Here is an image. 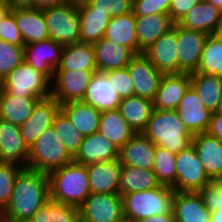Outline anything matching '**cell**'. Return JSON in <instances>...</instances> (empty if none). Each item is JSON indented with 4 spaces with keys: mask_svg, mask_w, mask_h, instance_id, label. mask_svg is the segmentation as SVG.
Segmentation results:
<instances>
[{
    "mask_svg": "<svg viewBox=\"0 0 222 222\" xmlns=\"http://www.w3.org/2000/svg\"><path fill=\"white\" fill-rule=\"evenodd\" d=\"M50 199L48 173L23 168L16 177L3 222H27Z\"/></svg>",
    "mask_w": 222,
    "mask_h": 222,
    "instance_id": "cell-1",
    "label": "cell"
},
{
    "mask_svg": "<svg viewBox=\"0 0 222 222\" xmlns=\"http://www.w3.org/2000/svg\"><path fill=\"white\" fill-rule=\"evenodd\" d=\"M50 199L79 207L91 194L86 165L71 162L48 173Z\"/></svg>",
    "mask_w": 222,
    "mask_h": 222,
    "instance_id": "cell-2",
    "label": "cell"
},
{
    "mask_svg": "<svg viewBox=\"0 0 222 222\" xmlns=\"http://www.w3.org/2000/svg\"><path fill=\"white\" fill-rule=\"evenodd\" d=\"M142 133L155 145L174 154H178L191 145L193 137L175 110L153 109Z\"/></svg>",
    "mask_w": 222,
    "mask_h": 222,
    "instance_id": "cell-3",
    "label": "cell"
},
{
    "mask_svg": "<svg viewBox=\"0 0 222 222\" xmlns=\"http://www.w3.org/2000/svg\"><path fill=\"white\" fill-rule=\"evenodd\" d=\"M174 192L172 187L161 185L151 190L123 195L124 220L133 222L155 215L173 213Z\"/></svg>",
    "mask_w": 222,
    "mask_h": 222,
    "instance_id": "cell-4",
    "label": "cell"
},
{
    "mask_svg": "<svg viewBox=\"0 0 222 222\" xmlns=\"http://www.w3.org/2000/svg\"><path fill=\"white\" fill-rule=\"evenodd\" d=\"M73 161L74 158L66 150L55 129L51 126L28 148L26 168L49 173Z\"/></svg>",
    "mask_w": 222,
    "mask_h": 222,
    "instance_id": "cell-5",
    "label": "cell"
},
{
    "mask_svg": "<svg viewBox=\"0 0 222 222\" xmlns=\"http://www.w3.org/2000/svg\"><path fill=\"white\" fill-rule=\"evenodd\" d=\"M0 89L13 96L48 98L51 96V80L23 61L0 82Z\"/></svg>",
    "mask_w": 222,
    "mask_h": 222,
    "instance_id": "cell-6",
    "label": "cell"
},
{
    "mask_svg": "<svg viewBox=\"0 0 222 222\" xmlns=\"http://www.w3.org/2000/svg\"><path fill=\"white\" fill-rule=\"evenodd\" d=\"M49 39L62 46L80 42L78 6L64 3L43 10Z\"/></svg>",
    "mask_w": 222,
    "mask_h": 222,
    "instance_id": "cell-7",
    "label": "cell"
},
{
    "mask_svg": "<svg viewBox=\"0 0 222 222\" xmlns=\"http://www.w3.org/2000/svg\"><path fill=\"white\" fill-rule=\"evenodd\" d=\"M174 191L199 192L210 181L193 145L176 154Z\"/></svg>",
    "mask_w": 222,
    "mask_h": 222,
    "instance_id": "cell-8",
    "label": "cell"
},
{
    "mask_svg": "<svg viewBox=\"0 0 222 222\" xmlns=\"http://www.w3.org/2000/svg\"><path fill=\"white\" fill-rule=\"evenodd\" d=\"M81 222H122L123 198L115 194H90L78 207Z\"/></svg>",
    "mask_w": 222,
    "mask_h": 222,
    "instance_id": "cell-9",
    "label": "cell"
},
{
    "mask_svg": "<svg viewBox=\"0 0 222 222\" xmlns=\"http://www.w3.org/2000/svg\"><path fill=\"white\" fill-rule=\"evenodd\" d=\"M94 72L96 71H54L51 97L61 105L82 101Z\"/></svg>",
    "mask_w": 222,
    "mask_h": 222,
    "instance_id": "cell-10",
    "label": "cell"
},
{
    "mask_svg": "<svg viewBox=\"0 0 222 222\" xmlns=\"http://www.w3.org/2000/svg\"><path fill=\"white\" fill-rule=\"evenodd\" d=\"M176 37L178 44V74L196 72L208 34L183 28L176 23Z\"/></svg>",
    "mask_w": 222,
    "mask_h": 222,
    "instance_id": "cell-11",
    "label": "cell"
},
{
    "mask_svg": "<svg viewBox=\"0 0 222 222\" xmlns=\"http://www.w3.org/2000/svg\"><path fill=\"white\" fill-rule=\"evenodd\" d=\"M127 69L133 81L134 95L153 101L164 74L143 53L136 54Z\"/></svg>",
    "mask_w": 222,
    "mask_h": 222,
    "instance_id": "cell-12",
    "label": "cell"
},
{
    "mask_svg": "<svg viewBox=\"0 0 222 222\" xmlns=\"http://www.w3.org/2000/svg\"><path fill=\"white\" fill-rule=\"evenodd\" d=\"M64 46L52 39H46L24 46V61L35 70L44 73L51 81L60 64Z\"/></svg>",
    "mask_w": 222,
    "mask_h": 222,
    "instance_id": "cell-13",
    "label": "cell"
},
{
    "mask_svg": "<svg viewBox=\"0 0 222 222\" xmlns=\"http://www.w3.org/2000/svg\"><path fill=\"white\" fill-rule=\"evenodd\" d=\"M60 109L61 104L51 96L37 103L31 116L19 126L20 134L28 148L53 125L54 118Z\"/></svg>",
    "mask_w": 222,
    "mask_h": 222,
    "instance_id": "cell-14",
    "label": "cell"
},
{
    "mask_svg": "<svg viewBox=\"0 0 222 222\" xmlns=\"http://www.w3.org/2000/svg\"><path fill=\"white\" fill-rule=\"evenodd\" d=\"M175 111L192 135L208 131L212 112L204 106L192 86L186 91Z\"/></svg>",
    "mask_w": 222,
    "mask_h": 222,
    "instance_id": "cell-15",
    "label": "cell"
},
{
    "mask_svg": "<svg viewBox=\"0 0 222 222\" xmlns=\"http://www.w3.org/2000/svg\"><path fill=\"white\" fill-rule=\"evenodd\" d=\"M143 54L163 74H178V44L176 23L156 40Z\"/></svg>",
    "mask_w": 222,
    "mask_h": 222,
    "instance_id": "cell-16",
    "label": "cell"
},
{
    "mask_svg": "<svg viewBox=\"0 0 222 222\" xmlns=\"http://www.w3.org/2000/svg\"><path fill=\"white\" fill-rule=\"evenodd\" d=\"M121 100L108 74L97 70L89 82L82 101L103 112L118 109Z\"/></svg>",
    "mask_w": 222,
    "mask_h": 222,
    "instance_id": "cell-17",
    "label": "cell"
},
{
    "mask_svg": "<svg viewBox=\"0 0 222 222\" xmlns=\"http://www.w3.org/2000/svg\"><path fill=\"white\" fill-rule=\"evenodd\" d=\"M191 144L209 179H222V140L208 132H203L194 134Z\"/></svg>",
    "mask_w": 222,
    "mask_h": 222,
    "instance_id": "cell-18",
    "label": "cell"
},
{
    "mask_svg": "<svg viewBox=\"0 0 222 222\" xmlns=\"http://www.w3.org/2000/svg\"><path fill=\"white\" fill-rule=\"evenodd\" d=\"M190 86V73L164 74L153 100V109L175 110Z\"/></svg>",
    "mask_w": 222,
    "mask_h": 222,
    "instance_id": "cell-19",
    "label": "cell"
},
{
    "mask_svg": "<svg viewBox=\"0 0 222 222\" xmlns=\"http://www.w3.org/2000/svg\"><path fill=\"white\" fill-rule=\"evenodd\" d=\"M122 166L119 158L108 162H97L86 165L90 193H119Z\"/></svg>",
    "mask_w": 222,
    "mask_h": 222,
    "instance_id": "cell-20",
    "label": "cell"
},
{
    "mask_svg": "<svg viewBox=\"0 0 222 222\" xmlns=\"http://www.w3.org/2000/svg\"><path fill=\"white\" fill-rule=\"evenodd\" d=\"M28 147L20 134L19 125L0 119V162L27 167Z\"/></svg>",
    "mask_w": 222,
    "mask_h": 222,
    "instance_id": "cell-21",
    "label": "cell"
},
{
    "mask_svg": "<svg viewBox=\"0 0 222 222\" xmlns=\"http://www.w3.org/2000/svg\"><path fill=\"white\" fill-rule=\"evenodd\" d=\"M181 27L200 31L208 35L217 34L222 24V11L206 0L198 5L177 22Z\"/></svg>",
    "mask_w": 222,
    "mask_h": 222,
    "instance_id": "cell-22",
    "label": "cell"
},
{
    "mask_svg": "<svg viewBox=\"0 0 222 222\" xmlns=\"http://www.w3.org/2000/svg\"><path fill=\"white\" fill-rule=\"evenodd\" d=\"M156 145L142 132L133 137L119 150L122 165L153 169Z\"/></svg>",
    "mask_w": 222,
    "mask_h": 222,
    "instance_id": "cell-23",
    "label": "cell"
},
{
    "mask_svg": "<svg viewBox=\"0 0 222 222\" xmlns=\"http://www.w3.org/2000/svg\"><path fill=\"white\" fill-rule=\"evenodd\" d=\"M175 222H210L211 211L198 192L175 191L172 208Z\"/></svg>",
    "mask_w": 222,
    "mask_h": 222,
    "instance_id": "cell-24",
    "label": "cell"
},
{
    "mask_svg": "<svg viewBox=\"0 0 222 222\" xmlns=\"http://www.w3.org/2000/svg\"><path fill=\"white\" fill-rule=\"evenodd\" d=\"M119 158V149L99 132L84 136L79 152L74 157L78 164L108 162Z\"/></svg>",
    "mask_w": 222,
    "mask_h": 222,
    "instance_id": "cell-25",
    "label": "cell"
},
{
    "mask_svg": "<svg viewBox=\"0 0 222 222\" xmlns=\"http://www.w3.org/2000/svg\"><path fill=\"white\" fill-rule=\"evenodd\" d=\"M135 21L139 54L147 50L163 34L169 32L175 24L166 13L135 16Z\"/></svg>",
    "mask_w": 222,
    "mask_h": 222,
    "instance_id": "cell-26",
    "label": "cell"
},
{
    "mask_svg": "<svg viewBox=\"0 0 222 222\" xmlns=\"http://www.w3.org/2000/svg\"><path fill=\"white\" fill-rule=\"evenodd\" d=\"M93 47L97 70L102 72L125 68L136 55L124 45H116L104 37L93 44Z\"/></svg>",
    "mask_w": 222,
    "mask_h": 222,
    "instance_id": "cell-27",
    "label": "cell"
},
{
    "mask_svg": "<svg viewBox=\"0 0 222 222\" xmlns=\"http://www.w3.org/2000/svg\"><path fill=\"white\" fill-rule=\"evenodd\" d=\"M15 22L25 45L49 38L43 10L15 8Z\"/></svg>",
    "mask_w": 222,
    "mask_h": 222,
    "instance_id": "cell-28",
    "label": "cell"
},
{
    "mask_svg": "<svg viewBox=\"0 0 222 222\" xmlns=\"http://www.w3.org/2000/svg\"><path fill=\"white\" fill-rule=\"evenodd\" d=\"M42 99L45 98L13 96L0 89V119L20 126Z\"/></svg>",
    "mask_w": 222,
    "mask_h": 222,
    "instance_id": "cell-29",
    "label": "cell"
},
{
    "mask_svg": "<svg viewBox=\"0 0 222 222\" xmlns=\"http://www.w3.org/2000/svg\"><path fill=\"white\" fill-rule=\"evenodd\" d=\"M104 38L116 45H124L135 54H139L136 21L133 12L111 17L106 27Z\"/></svg>",
    "mask_w": 222,
    "mask_h": 222,
    "instance_id": "cell-30",
    "label": "cell"
},
{
    "mask_svg": "<svg viewBox=\"0 0 222 222\" xmlns=\"http://www.w3.org/2000/svg\"><path fill=\"white\" fill-rule=\"evenodd\" d=\"M97 71L93 44L74 43L64 46L55 71Z\"/></svg>",
    "mask_w": 222,
    "mask_h": 222,
    "instance_id": "cell-31",
    "label": "cell"
},
{
    "mask_svg": "<svg viewBox=\"0 0 222 222\" xmlns=\"http://www.w3.org/2000/svg\"><path fill=\"white\" fill-rule=\"evenodd\" d=\"M80 19V43L95 44L104 37L110 16L101 11H93L88 4L78 6Z\"/></svg>",
    "mask_w": 222,
    "mask_h": 222,
    "instance_id": "cell-32",
    "label": "cell"
},
{
    "mask_svg": "<svg viewBox=\"0 0 222 222\" xmlns=\"http://www.w3.org/2000/svg\"><path fill=\"white\" fill-rule=\"evenodd\" d=\"M98 132L119 150L135 134L118 109L101 112Z\"/></svg>",
    "mask_w": 222,
    "mask_h": 222,
    "instance_id": "cell-33",
    "label": "cell"
},
{
    "mask_svg": "<svg viewBox=\"0 0 222 222\" xmlns=\"http://www.w3.org/2000/svg\"><path fill=\"white\" fill-rule=\"evenodd\" d=\"M73 126L83 137L98 132L101 112L83 101H74L61 105Z\"/></svg>",
    "mask_w": 222,
    "mask_h": 222,
    "instance_id": "cell-34",
    "label": "cell"
},
{
    "mask_svg": "<svg viewBox=\"0 0 222 222\" xmlns=\"http://www.w3.org/2000/svg\"><path fill=\"white\" fill-rule=\"evenodd\" d=\"M118 110L135 133L142 132L153 111V101L137 95L121 100Z\"/></svg>",
    "mask_w": 222,
    "mask_h": 222,
    "instance_id": "cell-35",
    "label": "cell"
},
{
    "mask_svg": "<svg viewBox=\"0 0 222 222\" xmlns=\"http://www.w3.org/2000/svg\"><path fill=\"white\" fill-rule=\"evenodd\" d=\"M153 170L123 165L121 169L119 194L151 190L160 187Z\"/></svg>",
    "mask_w": 222,
    "mask_h": 222,
    "instance_id": "cell-36",
    "label": "cell"
},
{
    "mask_svg": "<svg viewBox=\"0 0 222 222\" xmlns=\"http://www.w3.org/2000/svg\"><path fill=\"white\" fill-rule=\"evenodd\" d=\"M190 81L204 106L215 112L222 95V76L192 72Z\"/></svg>",
    "mask_w": 222,
    "mask_h": 222,
    "instance_id": "cell-37",
    "label": "cell"
},
{
    "mask_svg": "<svg viewBox=\"0 0 222 222\" xmlns=\"http://www.w3.org/2000/svg\"><path fill=\"white\" fill-rule=\"evenodd\" d=\"M79 208L49 199L27 222H79Z\"/></svg>",
    "mask_w": 222,
    "mask_h": 222,
    "instance_id": "cell-38",
    "label": "cell"
},
{
    "mask_svg": "<svg viewBox=\"0 0 222 222\" xmlns=\"http://www.w3.org/2000/svg\"><path fill=\"white\" fill-rule=\"evenodd\" d=\"M196 72L222 76V39L217 34L208 35Z\"/></svg>",
    "mask_w": 222,
    "mask_h": 222,
    "instance_id": "cell-39",
    "label": "cell"
},
{
    "mask_svg": "<svg viewBox=\"0 0 222 222\" xmlns=\"http://www.w3.org/2000/svg\"><path fill=\"white\" fill-rule=\"evenodd\" d=\"M52 126L66 150L74 158L80 150L83 135L75 129L67 115L61 109L56 114Z\"/></svg>",
    "mask_w": 222,
    "mask_h": 222,
    "instance_id": "cell-40",
    "label": "cell"
},
{
    "mask_svg": "<svg viewBox=\"0 0 222 222\" xmlns=\"http://www.w3.org/2000/svg\"><path fill=\"white\" fill-rule=\"evenodd\" d=\"M161 185L173 187L176 184V154L157 146L152 169Z\"/></svg>",
    "mask_w": 222,
    "mask_h": 222,
    "instance_id": "cell-41",
    "label": "cell"
},
{
    "mask_svg": "<svg viewBox=\"0 0 222 222\" xmlns=\"http://www.w3.org/2000/svg\"><path fill=\"white\" fill-rule=\"evenodd\" d=\"M24 167L15 163L0 162V210L9 204L16 177Z\"/></svg>",
    "mask_w": 222,
    "mask_h": 222,
    "instance_id": "cell-42",
    "label": "cell"
},
{
    "mask_svg": "<svg viewBox=\"0 0 222 222\" xmlns=\"http://www.w3.org/2000/svg\"><path fill=\"white\" fill-rule=\"evenodd\" d=\"M24 61V46L10 44L0 39V82Z\"/></svg>",
    "mask_w": 222,
    "mask_h": 222,
    "instance_id": "cell-43",
    "label": "cell"
},
{
    "mask_svg": "<svg viewBox=\"0 0 222 222\" xmlns=\"http://www.w3.org/2000/svg\"><path fill=\"white\" fill-rule=\"evenodd\" d=\"M87 4L93 7V11L116 17L132 12L133 0H89Z\"/></svg>",
    "mask_w": 222,
    "mask_h": 222,
    "instance_id": "cell-44",
    "label": "cell"
},
{
    "mask_svg": "<svg viewBox=\"0 0 222 222\" xmlns=\"http://www.w3.org/2000/svg\"><path fill=\"white\" fill-rule=\"evenodd\" d=\"M109 80L113 83L115 91L120 95L121 99L134 95L133 81L130 77L127 67L121 69H113L106 71Z\"/></svg>",
    "mask_w": 222,
    "mask_h": 222,
    "instance_id": "cell-45",
    "label": "cell"
},
{
    "mask_svg": "<svg viewBox=\"0 0 222 222\" xmlns=\"http://www.w3.org/2000/svg\"><path fill=\"white\" fill-rule=\"evenodd\" d=\"M198 193L211 212L222 208V179L210 180Z\"/></svg>",
    "mask_w": 222,
    "mask_h": 222,
    "instance_id": "cell-46",
    "label": "cell"
},
{
    "mask_svg": "<svg viewBox=\"0 0 222 222\" xmlns=\"http://www.w3.org/2000/svg\"><path fill=\"white\" fill-rule=\"evenodd\" d=\"M171 0H133L134 16H149L169 12Z\"/></svg>",
    "mask_w": 222,
    "mask_h": 222,
    "instance_id": "cell-47",
    "label": "cell"
},
{
    "mask_svg": "<svg viewBox=\"0 0 222 222\" xmlns=\"http://www.w3.org/2000/svg\"><path fill=\"white\" fill-rule=\"evenodd\" d=\"M0 39L17 46H25L15 22V9L7 14L0 23Z\"/></svg>",
    "mask_w": 222,
    "mask_h": 222,
    "instance_id": "cell-48",
    "label": "cell"
},
{
    "mask_svg": "<svg viewBox=\"0 0 222 222\" xmlns=\"http://www.w3.org/2000/svg\"><path fill=\"white\" fill-rule=\"evenodd\" d=\"M199 2L200 0H171L168 14L177 23Z\"/></svg>",
    "mask_w": 222,
    "mask_h": 222,
    "instance_id": "cell-49",
    "label": "cell"
},
{
    "mask_svg": "<svg viewBox=\"0 0 222 222\" xmlns=\"http://www.w3.org/2000/svg\"><path fill=\"white\" fill-rule=\"evenodd\" d=\"M210 135L222 140V114L212 112L210 125L207 131Z\"/></svg>",
    "mask_w": 222,
    "mask_h": 222,
    "instance_id": "cell-50",
    "label": "cell"
},
{
    "mask_svg": "<svg viewBox=\"0 0 222 222\" xmlns=\"http://www.w3.org/2000/svg\"><path fill=\"white\" fill-rule=\"evenodd\" d=\"M66 3V0H30V8L44 10Z\"/></svg>",
    "mask_w": 222,
    "mask_h": 222,
    "instance_id": "cell-51",
    "label": "cell"
},
{
    "mask_svg": "<svg viewBox=\"0 0 222 222\" xmlns=\"http://www.w3.org/2000/svg\"><path fill=\"white\" fill-rule=\"evenodd\" d=\"M133 222H175V218L173 213H168L155 215L149 218H144Z\"/></svg>",
    "mask_w": 222,
    "mask_h": 222,
    "instance_id": "cell-52",
    "label": "cell"
},
{
    "mask_svg": "<svg viewBox=\"0 0 222 222\" xmlns=\"http://www.w3.org/2000/svg\"><path fill=\"white\" fill-rule=\"evenodd\" d=\"M11 9L30 7V0H4Z\"/></svg>",
    "mask_w": 222,
    "mask_h": 222,
    "instance_id": "cell-53",
    "label": "cell"
},
{
    "mask_svg": "<svg viewBox=\"0 0 222 222\" xmlns=\"http://www.w3.org/2000/svg\"><path fill=\"white\" fill-rule=\"evenodd\" d=\"M10 11L11 7L4 0H0V23Z\"/></svg>",
    "mask_w": 222,
    "mask_h": 222,
    "instance_id": "cell-54",
    "label": "cell"
},
{
    "mask_svg": "<svg viewBox=\"0 0 222 222\" xmlns=\"http://www.w3.org/2000/svg\"><path fill=\"white\" fill-rule=\"evenodd\" d=\"M210 222H222V208H218V211L211 212Z\"/></svg>",
    "mask_w": 222,
    "mask_h": 222,
    "instance_id": "cell-55",
    "label": "cell"
},
{
    "mask_svg": "<svg viewBox=\"0 0 222 222\" xmlns=\"http://www.w3.org/2000/svg\"><path fill=\"white\" fill-rule=\"evenodd\" d=\"M89 0H66L67 3L73 4L75 6H80L87 4Z\"/></svg>",
    "mask_w": 222,
    "mask_h": 222,
    "instance_id": "cell-56",
    "label": "cell"
},
{
    "mask_svg": "<svg viewBox=\"0 0 222 222\" xmlns=\"http://www.w3.org/2000/svg\"><path fill=\"white\" fill-rule=\"evenodd\" d=\"M206 1L222 11V0H206Z\"/></svg>",
    "mask_w": 222,
    "mask_h": 222,
    "instance_id": "cell-57",
    "label": "cell"
},
{
    "mask_svg": "<svg viewBox=\"0 0 222 222\" xmlns=\"http://www.w3.org/2000/svg\"><path fill=\"white\" fill-rule=\"evenodd\" d=\"M215 113H221L222 114V95H221V99L219 101V104L217 106V109H216Z\"/></svg>",
    "mask_w": 222,
    "mask_h": 222,
    "instance_id": "cell-58",
    "label": "cell"
},
{
    "mask_svg": "<svg viewBox=\"0 0 222 222\" xmlns=\"http://www.w3.org/2000/svg\"><path fill=\"white\" fill-rule=\"evenodd\" d=\"M217 35L222 39V24L220 26V29H219Z\"/></svg>",
    "mask_w": 222,
    "mask_h": 222,
    "instance_id": "cell-59",
    "label": "cell"
},
{
    "mask_svg": "<svg viewBox=\"0 0 222 222\" xmlns=\"http://www.w3.org/2000/svg\"><path fill=\"white\" fill-rule=\"evenodd\" d=\"M0 222H3L2 211L0 210Z\"/></svg>",
    "mask_w": 222,
    "mask_h": 222,
    "instance_id": "cell-60",
    "label": "cell"
}]
</instances>
